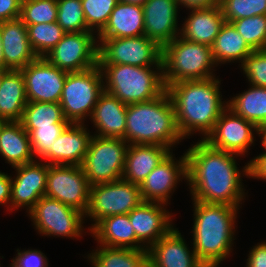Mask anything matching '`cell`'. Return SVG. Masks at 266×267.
I'll use <instances>...</instances> for the list:
<instances>
[{"mask_svg":"<svg viewBox=\"0 0 266 267\" xmlns=\"http://www.w3.org/2000/svg\"><path fill=\"white\" fill-rule=\"evenodd\" d=\"M187 186L191 200L242 208L248 194L243 176L249 178V162L239 169L238 155L217 150L198 140L185 151Z\"/></svg>","mask_w":266,"mask_h":267,"instance_id":"6da1fadb","label":"cell"},{"mask_svg":"<svg viewBox=\"0 0 266 267\" xmlns=\"http://www.w3.org/2000/svg\"><path fill=\"white\" fill-rule=\"evenodd\" d=\"M219 76L205 80L179 81L166 88L175 109L176 124L183 139L199 133L201 140L213 130L227 108Z\"/></svg>","mask_w":266,"mask_h":267,"instance_id":"7a4b0ae2","label":"cell"},{"mask_svg":"<svg viewBox=\"0 0 266 267\" xmlns=\"http://www.w3.org/2000/svg\"><path fill=\"white\" fill-rule=\"evenodd\" d=\"M192 203L193 243L190 241V246L206 267H219L233 252L240 208L196 200Z\"/></svg>","mask_w":266,"mask_h":267,"instance_id":"3957f363","label":"cell"},{"mask_svg":"<svg viewBox=\"0 0 266 267\" xmlns=\"http://www.w3.org/2000/svg\"><path fill=\"white\" fill-rule=\"evenodd\" d=\"M123 139L129 145H162L171 150L184 141L178 131L175 109L167 91L156 99L127 105Z\"/></svg>","mask_w":266,"mask_h":267,"instance_id":"277c9868","label":"cell"},{"mask_svg":"<svg viewBox=\"0 0 266 267\" xmlns=\"http://www.w3.org/2000/svg\"><path fill=\"white\" fill-rule=\"evenodd\" d=\"M98 65L103 74L104 91L126 105L156 99L166 91L162 66Z\"/></svg>","mask_w":266,"mask_h":267,"instance_id":"5b68a950","label":"cell"},{"mask_svg":"<svg viewBox=\"0 0 266 267\" xmlns=\"http://www.w3.org/2000/svg\"><path fill=\"white\" fill-rule=\"evenodd\" d=\"M217 67L208 45L177 36L162 47V71L166 88L179 81L216 77Z\"/></svg>","mask_w":266,"mask_h":267,"instance_id":"8992f818","label":"cell"},{"mask_svg":"<svg viewBox=\"0 0 266 267\" xmlns=\"http://www.w3.org/2000/svg\"><path fill=\"white\" fill-rule=\"evenodd\" d=\"M104 92L103 74L99 65L84 71L68 72L59 104L69 123L85 124Z\"/></svg>","mask_w":266,"mask_h":267,"instance_id":"52a82bcc","label":"cell"},{"mask_svg":"<svg viewBox=\"0 0 266 267\" xmlns=\"http://www.w3.org/2000/svg\"><path fill=\"white\" fill-rule=\"evenodd\" d=\"M36 232L41 236L80 239L85 231V215L62 202L43 196L28 212Z\"/></svg>","mask_w":266,"mask_h":267,"instance_id":"ba28073f","label":"cell"},{"mask_svg":"<svg viewBox=\"0 0 266 267\" xmlns=\"http://www.w3.org/2000/svg\"><path fill=\"white\" fill-rule=\"evenodd\" d=\"M142 202L140 185L123 178L90 186L89 206L85 213V220L92 221L88 230L104 217L129 214Z\"/></svg>","mask_w":266,"mask_h":267,"instance_id":"9c48e42d","label":"cell"},{"mask_svg":"<svg viewBox=\"0 0 266 267\" xmlns=\"http://www.w3.org/2000/svg\"><path fill=\"white\" fill-rule=\"evenodd\" d=\"M128 147L123 138L92 136L81 165L90 186L122 178Z\"/></svg>","mask_w":266,"mask_h":267,"instance_id":"30bf717a","label":"cell"},{"mask_svg":"<svg viewBox=\"0 0 266 267\" xmlns=\"http://www.w3.org/2000/svg\"><path fill=\"white\" fill-rule=\"evenodd\" d=\"M98 64L162 66V47L146 35L98 39Z\"/></svg>","mask_w":266,"mask_h":267,"instance_id":"8fae6325","label":"cell"},{"mask_svg":"<svg viewBox=\"0 0 266 267\" xmlns=\"http://www.w3.org/2000/svg\"><path fill=\"white\" fill-rule=\"evenodd\" d=\"M98 50L95 32L66 33L45 58L61 70L79 72L98 65Z\"/></svg>","mask_w":266,"mask_h":267,"instance_id":"7c38bea8","label":"cell"},{"mask_svg":"<svg viewBox=\"0 0 266 267\" xmlns=\"http://www.w3.org/2000/svg\"><path fill=\"white\" fill-rule=\"evenodd\" d=\"M45 196L85 215L89 206L90 184L82 166L49 165Z\"/></svg>","mask_w":266,"mask_h":267,"instance_id":"4fadbf2b","label":"cell"},{"mask_svg":"<svg viewBox=\"0 0 266 267\" xmlns=\"http://www.w3.org/2000/svg\"><path fill=\"white\" fill-rule=\"evenodd\" d=\"M257 127L236 115L228 107L216 121L213 130L203 140L212 148L245 157L256 145Z\"/></svg>","mask_w":266,"mask_h":267,"instance_id":"5bb4252c","label":"cell"},{"mask_svg":"<svg viewBox=\"0 0 266 267\" xmlns=\"http://www.w3.org/2000/svg\"><path fill=\"white\" fill-rule=\"evenodd\" d=\"M182 180L187 182L186 152L176 159L171 151L140 185L143 201L170 205L171 197Z\"/></svg>","mask_w":266,"mask_h":267,"instance_id":"9a60e30c","label":"cell"},{"mask_svg":"<svg viewBox=\"0 0 266 267\" xmlns=\"http://www.w3.org/2000/svg\"><path fill=\"white\" fill-rule=\"evenodd\" d=\"M20 70L29 102H60L68 72L55 67L45 57H37Z\"/></svg>","mask_w":266,"mask_h":267,"instance_id":"2e32d148","label":"cell"},{"mask_svg":"<svg viewBox=\"0 0 266 267\" xmlns=\"http://www.w3.org/2000/svg\"><path fill=\"white\" fill-rule=\"evenodd\" d=\"M13 169L16 172L13 177L11 175L10 211L26 208L28 213L45 196L49 165L35 159Z\"/></svg>","mask_w":266,"mask_h":267,"instance_id":"e0dca14e","label":"cell"},{"mask_svg":"<svg viewBox=\"0 0 266 267\" xmlns=\"http://www.w3.org/2000/svg\"><path fill=\"white\" fill-rule=\"evenodd\" d=\"M168 205L143 201L129 214L136 238L149 249L160 238L168 234L174 227L173 214L167 210Z\"/></svg>","mask_w":266,"mask_h":267,"instance_id":"ac0fdd59","label":"cell"},{"mask_svg":"<svg viewBox=\"0 0 266 267\" xmlns=\"http://www.w3.org/2000/svg\"><path fill=\"white\" fill-rule=\"evenodd\" d=\"M143 7L144 34L161 47L179 36L177 0H147Z\"/></svg>","mask_w":266,"mask_h":267,"instance_id":"d6986e66","label":"cell"},{"mask_svg":"<svg viewBox=\"0 0 266 267\" xmlns=\"http://www.w3.org/2000/svg\"><path fill=\"white\" fill-rule=\"evenodd\" d=\"M176 226L148 251L149 267H206Z\"/></svg>","mask_w":266,"mask_h":267,"instance_id":"ffe728a7","label":"cell"},{"mask_svg":"<svg viewBox=\"0 0 266 267\" xmlns=\"http://www.w3.org/2000/svg\"><path fill=\"white\" fill-rule=\"evenodd\" d=\"M86 125L70 123L55 140L53 150L42 161L48 165L81 166L93 136Z\"/></svg>","mask_w":266,"mask_h":267,"instance_id":"44dd1931","label":"cell"},{"mask_svg":"<svg viewBox=\"0 0 266 267\" xmlns=\"http://www.w3.org/2000/svg\"><path fill=\"white\" fill-rule=\"evenodd\" d=\"M5 69L20 70L37 56L31 49L27 26L20 18L0 23Z\"/></svg>","mask_w":266,"mask_h":267,"instance_id":"7402d4cb","label":"cell"},{"mask_svg":"<svg viewBox=\"0 0 266 267\" xmlns=\"http://www.w3.org/2000/svg\"><path fill=\"white\" fill-rule=\"evenodd\" d=\"M187 11L190 13H187L189 14L187 18L186 16L185 19L183 18L184 22L180 26L179 36L211 47L225 23L219 4Z\"/></svg>","mask_w":266,"mask_h":267,"instance_id":"603a6c76","label":"cell"},{"mask_svg":"<svg viewBox=\"0 0 266 267\" xmlns=\"http://www.w3.org/2000/svg\"><path fill=\"white\" fill-rule=\"evenodd\" d=\"M127 105L117 97L104 91L93 110L90 121L95 130L93 135L110 138H124L126 130ZM95 133V134H94Z\"/></svg>","mask_w":266,"mask_h":267,"instance_id":"cb8c5ba5","label":"cell"},{"mask_svg":"<svg viewBox=\"0 0 266 267\" xmlns=\"http://www.w3.org/2000/svg\"><path fill=\"white\" fill-rule=\"evenodd\" d=\"M171 151L173 150L162 145L130 144L122 178L141 185Z\"/></svg>","mask_w":266,"mask_h":267,"instance_id":"d4e9b609","label":"cell"},{"mask_svg":"<svg viewBox=\"0 0 266 267\" xmlns=\"http://www.w3.org/2000/svg\"><path fill=\"white\" fill-rule=\"evenodd\" d=\"M88 234L94 237L97 244L106 247L147 249L136 238L128 214L104 217Z\"/></svg>","mask_w":266,"mask_h":267,"instance_id":"484cf974","label":"cell"},{"mask_svg":"<svg viewBox=\"0 0 266 267\" xmlns=\"http://www.w3.org/2000/svg\"><path fill=\"white\" fill-rule=\"evenodd\" d=\"M141 35H145L143 7L119 1L97 38L114 39Z\"/></svg>","mask_w":266,"mask_h":267,"instance_id":"4316f807","label":"cell"},{"mask_svg":"<svg viewBox=\"0 0 266 267\" xmlns=\"http://www.w3.org/2000/svg\"><path fill=\"white\" fill-rule=\"evenodd\" d=\"M0 156L11 168L35 160L29 134L20 121H6L0 125Z\"/></svg>","mask_w":266,"mask_h":267,"instance_id":"83f0119b","label":"cell"},{"mask_svg":"<svg viewBox=\"0 0 266 267\" xmlns=\"http://www.w3.org/2000/svg\"><path fill=\"white\" fill-rule=\"evenodd\" d=\"M28 103L21 70H8L0 86V119L20 121Z\"/></svg>","mask_w":266,"mask_h":267,"instance_id":"f1b7e54d","label":"cell"},{"mask_svg":"<svg viewBox=\"0 0 266 267\" xmlns=\"http://www.w3.org/2000/svg\"><path fill=\"white\" fill-rule=\"evenodd\" d=\"M211 50L216 64H220V67L222 64L242 63L254 51L229 22L222 25Z\"/></svg>","mask_w":266,"mask_h":267,"instance_id":"f546056e","label":"cell"},{"mask_svg":"<svg viewBox=\"0 0 266 267\" xmlns=\"http://www.w3.org/2000/svg\"><path fill=\"white\" fill-rule=\"evenodd\" d=\"M86 255L91 267H149L148 249L106 247L97 244Z\"/></svg>","mask_w":266,"mask_h":267,"instance_id":"4dcf8cb0","label":"cell"},{"mask_svg":"<svg viewBox=\"0 0 266 267\" xmlns=\"http://www.w3.org/2000/svg\"><path fill=\"white\" fill-rule=\"evenodd\" d=\"M248 90L227 100V107L256 127L266 123V88L248 85Z\"/></svg>","mask_w":266,"mask_h":267,"instance_id":"1f68e13d","label":"cell"},{"mask_svg":"<svg viewBox=\"0 0 266 267\" xmlns=\"http://www.w3.org/2000/svg\"><path fill=\"white\" fill-rule=\"evenodd\" d=\"M20 122L28 134L39 127L53 126L55 123H69L59 103L29 101L24 108Z\"/></svg>","mask_w":266,"mask_h":267,"instance_id":"d6a6232c","label":"cell"},{"mask_svg":"<svg viewBox=\"0 0 266 267\" xmlns=\"http://www.w3.org/2000/svg\"><path fill=\"white\" fill-rule=\"evenodd\" d=\"M27 32L31 49L37 57H45L66 34L57 22L28 25Z\"/></svg>","mask_w":266,"mask_h":267,"instance_id":"836d02e7","label":"cell"},{"mask_svg":"<svg viewBox=\"0 0 266 267\" xmlns=\"http://www.w3.org/2000/svg\"><path fill=\"white\" fill-rule=\"evenodd\" d=\"M56 22L66 33L91 31L86 24L81 0H57Z\"/></svg>","mask_w":266,"mask_h":267,"instance_id":"e575fe53","label":"cell"},{"mask_svg":"<svg viewBox=\"0 0 266 267\" xmlns=\"http://www.w3.org/2000/svg\"><path fill=\"white\" fill-rule=\"evenodd\" d=\"M57 10V0H22L20 19L26 26L54 23Z\"/></svg>","mask_w":266,"mask_h":267,"instance_id":"d590c367","label":"cell"},{"mask_svg":"<svg viewBox=\"0 0 266 267\" xmlns=\"http://www.w3.org/2000/svg\"><path fill=\"white\" fill-rule=\"evenodd\" d=\"M231 23L253 50L266 49V15L241 18Z\"/></svg>","mask_w":266,"mask_h":267,"instance_id":"8d00e7d4","label":"cell"},{"mask_svg":"<svg viewBox=\"0 0 266 267\" xmlns=\"http://www.w3.org/2000/svg\"><path fill=\"white\" fill-rule=\"evenodd\" d=\"M219 6L225 22L241 18L266 15V0H220Z\"/></svg>","mask_w":266,"mask_h":267,"instance_id":"74e56055","label":"cell"},{"mask_svg":"<svg viewBox=\"0 0 266 267\" xmlns=\"http://www.w3.org/2000/svg\"><path fill=\"white\" fill-rule=\"evenodd\" d=\"M70 123H55L53 126H45L33 129L29 133L32 154L34 158L42 160L51 150L60 134Z\"/></svg>","mask_w":266,"mask_h":267,"instance_id":"f35d334b","label":"cell"},{"mask_svg":"<svg viewBox=\"0 0 266 267\" xmlns=\"http://www.w3.org/2000/svg\"><path fill=\"white\" fill-rule=\"evenodd\" d=\"M87 27L98 34L119 0H81Z\"/></svg>","mask_w":266,"mask_h":267,"instance_id":"ab89813d","label":"cell"},{"mask_svg":"<svg viewBox=\"0 0 266 267\" xmlns=\"http://www.w3.org/2000/svg\"><path fill=\"white\" fill-rule=\"evenodd\" d=\"M238 65L248 84L266 88V49L254 50Z\"/></svg>","mask_w":266,"mask_h":267,"instance_id":"60d3db41","label":"cell"},{"mask_svg":"<svg viewBox=\"0 0 266 267\" xmlns=\"http://www.w3.org/2000/svg\"><path fill=\"white\" fill-rule=\"evenodd\" d=\"M16 252L9 267H49L48 258L41 250L17 248Z\"/></svg>","mask_w":266,"mask_h":267,"instance_id":"b9f144b4","label":"cell"},{"mask_svg":"<svg viewBox=\"0 0 266 267\" xmlns=\"http://www.w3.org/2000/svg\"><path fill=\"white\" fill-rule=\"evenodd\" d=\"M246 267H266V240L251 247Z\"/></svg>","mask_w":266,"mask_h":267,"instance_id":"7bdbcfd3","label":"cell"},{"mask_svg":"<svg viewBox=\"0 0 266 267\" xmlns=\"http://www.w3.org/2000/svg\"><path fill=\"white\" fill-rule=\"evenodd\" d=\"M22 0H0V23L20 18Z\"/></svg>","mask_w":266,"mask_h":267,"instance_id":"ee69618b","label":"cell"},{"mask_svg":"<svg viewBox=\"0 0 266 267\" xmlns=\"http://www.w3.org/2000/svg\"><path fill=\"white\" fill-rule=\"evenodd\" d=\"M249 160V179L266 181V151Z\"/></svg>","mask_w":266,"mask_h":267,"instance_id":"f6af8a7d","label":"cell"},{"mask_svg":"<svg viewBox=\"0 0 266 267\" xmlns=\"http://www.w3.org/2000/svg\"><path fill=\"white\" fill-rule=\"evenodd\" d=\"M11 200V176L6 172L0 171V205H4L10 212Z\"/></svg>","mask_w":266,"mask_h":267,"instance_id":"bcb514c9","label":"cell"},{"mask_svg":"<svg viewBox=\"0 0 266 267\" xmlns=\"http://www.w3.org/2000/svg\"><path fill=\"white\" fill-rule=\"evenodd\" d=\"M180 8L197 9L218 5L220 0H177Z\"/></svg>","mask_w":266,"mask_h":267,"instance_id":"7dc6e473","label":"cell"},{"mask_svg":"<svg viewBox=\"0 0 266 267\" xmlns=\"http://www.w3.org/2000/svg\"><path fill=\"white\" fill-rule=\"evenodd\" d=\"M257 136L261 139V147L266 151V123L257 127Z\"/></svg>","mask_w":266,"mask_h":267,"instance_id":"c3c4849f","label":"cell"},{"mask_svg":"<svg viewBox=\"0 0 266 267\" xmlns=\"http://www.w3.org/2000/svg\"><path fill=\"white\" fill-rule=\"evenodd\" d=\"M0 69H5V62H4V57H3V46H2L1 32H0Z\"/></svg>","mask_w":266,"mask_h":267,"instance_id":"681fc988","label":"cell"},{"mask_svg":"<svg viewBox=\"0 0 266 267\" xmlns=\"http://www.w3.org/2000/svg\"><path fill=\"white\" fill-rule=\"evenodd\" d=\"M119 1L129 3V4L143 6L147 0H119Z\"/></svg>","mask_w":266,"mask_h":267,"instance_id":"f907efd6","label":"cell"},{"mask_svg":"<svg viewBox=\"0 0 266 267\" xmlns=\"http://www.w3.org/2000/svg\"><path fill=\"white\" fill-rule=\"evenodd\" d=\"M9 69H0V86L3 80V77L5 76V73L8 71Z\"/></svg>","mask_w":266,"mask_h":267,"instance_id":"816d5d0a","label":"cell"}]
</instances>
